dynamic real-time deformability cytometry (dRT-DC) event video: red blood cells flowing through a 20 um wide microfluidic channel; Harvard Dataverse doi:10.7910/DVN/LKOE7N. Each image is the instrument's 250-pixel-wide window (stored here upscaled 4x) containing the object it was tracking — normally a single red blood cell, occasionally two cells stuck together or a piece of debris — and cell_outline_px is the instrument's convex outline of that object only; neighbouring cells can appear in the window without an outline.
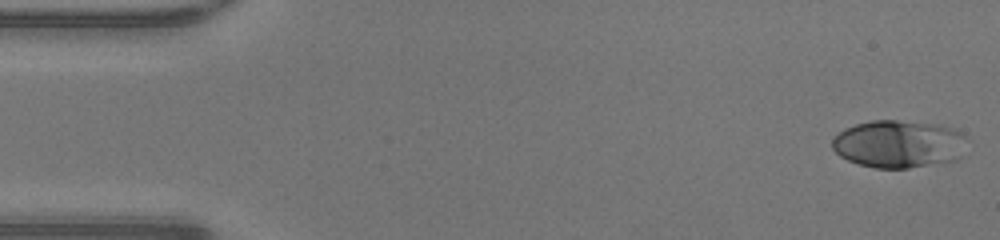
{"species": "human", "species_latin": "Homo sapiens", "temperature_condition": "warm", "stored_images_in_passage": 47, "camera_frame_rate_fps": 3000, "um_per_image_px": 0.085, "donor": {"sex": "male"}, "frame": {"image": 1, "passage_image": 1, "time_ms": 0.0, "image_size_px": [1000, 240], "cell_outline_px": [[968, 140], [960, 156], [956, 160], [908, 168], [876, 168], [860, 164], [848, 160], [840, 156], [832, 148], [832, 136], [844, 128], [856, 124], [872, 120], [896, 120], [940, 124], [956, 128]], "centroid_in_image_um": [76.39, 12.22], "position_along_channel_um": 8.6, "area_um2": 37.74}}
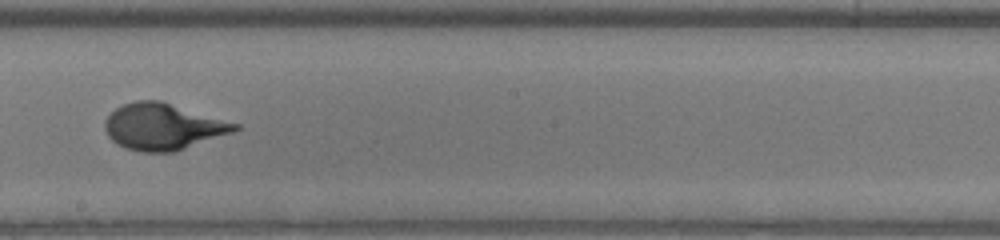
{"frame": {"image": 2, "passage_image": 26, "time_ms": 8.333, "image_size_px": [1000, 240], "cell_outline_px": [[240, 128], [232, 132], [172, 152], [140, 152], [124, 148], [116, 144], [108, 136], [104, 128], [104, 120], [116, 108], [124, 104], [136, 100], [160, 100], [240, 124]], "centroid_in_image_um": [13.81, 10.76], "position_along_channel_um": 234.4, "area_um2": 34.97}}
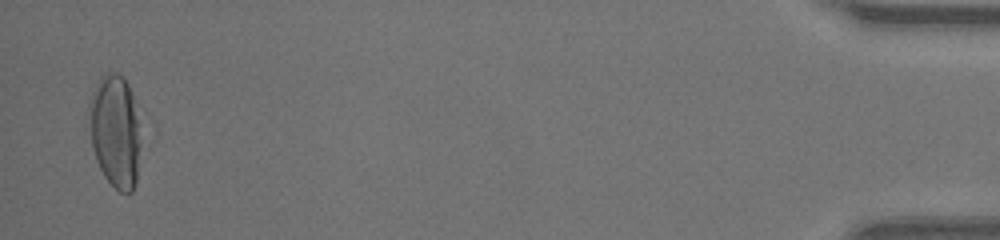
{"frame": {"image": 3, "passage_image": 46, "time_ms": 15.0, "image_size_px": [1000, 240], "cell_outline_px": [[144, 128], [136, 184], [132, 192], [120, 192], [104, 176], [96, 160], [92, 144], [88, 112], [88, 100], [100, 76], [104, 72], [120, 72], [124, 76], [128, 84]], "centroid_in_image_um": [9.85, 11.1], "position_along_channel_um": 425.4, "area_um2": 35.37}, "authors_computed_cell_mechanics": {"area_um2": 34.7378, "velocity_mm_per_s": 4.33, "shape_relaxation_time_tau1_ms": 4.3611, "shape_relaxation_time_tau2_ms": null, "deformation_change_tau1": 0.2469, "deformation_change_tau2": null}}